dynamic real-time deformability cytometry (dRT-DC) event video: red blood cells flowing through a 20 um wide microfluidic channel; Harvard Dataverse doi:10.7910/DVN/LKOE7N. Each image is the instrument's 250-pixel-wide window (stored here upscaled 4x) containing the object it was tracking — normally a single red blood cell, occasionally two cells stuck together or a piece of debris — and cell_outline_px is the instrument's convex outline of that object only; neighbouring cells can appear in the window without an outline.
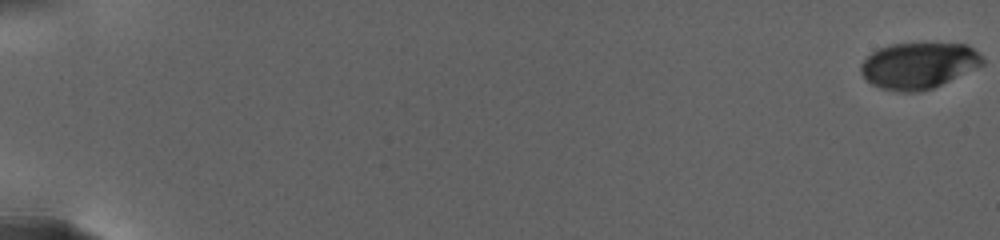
{"species": "human", "species_latin": "Homo sapiens", "temperature_condition": "warm", "stored_images_in_passage": 38, "camera_frame_rate_fps": 3000, "um_per_image_px": 0.085, "donor": {"sex": "female"}, "frame": {"image": 1, "passage_image": 1, "time_ms": 0.0, "image_size_px": [1000, 240], "cell_outline_px": [[984, 64], [976, 68], [932, 88], [920, 92], [900, 92], [880, 88], [872, 84], [860, 72], [860, 64], [872, 52], [880, 48], [892, 44], [968, 44], [984, 60]], "centroid_in_image_um": [78.06, 5.58], "position_along_channel_um": 6.9, "area_um2": 32.37}}